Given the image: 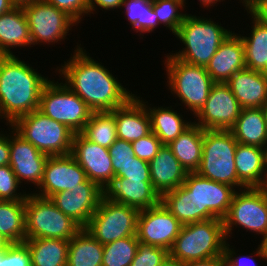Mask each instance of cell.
I'll return each instance as SVG.
<instances>
[{
	"label": "cell",
	"mask_w": 267,
	"mask_h": 266,
	"mask_svg": "<svg viewBox=\"0 0 267 266\" xmlns=\"http://www.w3.org/2000/svg\"><path fill=\"white\" fill-rule=\"evenodd\" d=\"M160 202L182 225L196 222L195 197L193 194H190L183 184L163 194Z\"/></svg>",
	"instance_id": "d590c367"
},
{
	"label": "cell",
	"mask_w": 267,
	"mask_h": 266,
	"mask_svg": "<svg viewBox=\"0 0 267 266\" xmlns=\"http://www.w3.org/2000/svg\"><path fill=\"white\" fill-rule=\"evenodd\" d=\"M27 23L30 28L31 45L55 46L61 44L72 31V27L79 26L78 23L66 12L59 10L47 0H34L23 6Z\"/></svg>",
	"instance_id": "7c38bea8"
},
{
	"label": "cell",
	"mask_w": 267,
	"mask_h": 266,
	"mask_svg": "<svg viewBox=\"0 0 267 266\" xmlns=\"http://www.w3.org/2000/svg\"><path fill=\"white\" fill-rule=\"evenodd\" d=\"M163 60L166 70L168 90H171L173 97L179 98L181 103H174L175 107H184V112L190 111L195 116L204 107L210 90L215 83L208 74L205 67L185 63L170 53L165 54Z\"/></svg>",
	"instance_id": "277c9868"
},
{
	"label": "cell",
	"mask_w": 267,
	"mask_h": 266,
	"mask_svg": "<svg viewBox=\"0 0 267 266\" xmlns=\"http://www.w3.org/2000/svg\"><path fill=\"white\" fill-rule=\"evenodd\" d=\"M230 131L238 143L264 148L267 130L262 109H242Z\"/></svg>",
	"instance_id": "f546056e"
},
{
	"label": "cell",
	"mask_w": 267,
	"mask_h": 266,
	"mask_svg": "<svg viewBox=\"0 0 267 266\" xmlns=\"http://www.w3.org/2000/svg\"><path fill=\"white\" fill-rule=\"evenodd\" d=\"M258 0H247V8H250L254 3H256Z\"/></svg>",
	"instance_id": "94428289"
},
{
	"label": "cell",
	"mask_w": 267,
	"mask_h": 266,
	"mask_svg": "<svg viewBox=\"0 0 267 266\" xmlns=\"http://www.w3.org/2000/svg\"><path fill=\"white\" fill-rule=\"evenodd\" d=\"M38 110L75 134L82 132L93 112L62 80L54 78L43 87Z\"/></svg>",
	"instance_id": "30bf717a"
},
{
	"label": "cell",
	"mask_w": 267,
	"mask_h": 266,
	"mask_svg": "<svg viewBox=\"0 0 267 266\" xmlns=\"http://www.w3.org/2000/svg\"><path fill=\"white\" fill-rule=\"evenodd\" d=\"M0 266H31V256L24 243L11 244L0 251Z\"/></svg>",
	"instance_id": "60d3db41"
},
{
	"label": "cell",
	"mask_w": 267,
	"mask_h": 266,
	"mask_svg": "<svg viewBox=\"0 0 267 266\" xmlns=\"http://www.w3.org/2000/svg\"><path fill=\"white\" fill-rule=\"evenodd\" d=\"M238 179L247 187H267L264 149L238 143L235 152Z\"/></svg>",
	"instance_id": "83f0119b"
},
{
	"label": "cell",
	"mask_w": 267,
	"mask_h": 266,
	"mask_svg": "<svg viewBox=\"0 0 267 266\" xmlns=\"http://www.w3.org/2000/svg\"><path fill=\"white\" fill-rule=\"evenodd\" d=\"M87 179L85 171L71 155L49 156L44 166L42 181L31 191L34 195L51 198L61 191H71Z\"/></svg>",
	"instance_id": "2e32d148"
},
{
	"label": "cell",
	"mask_w": 267,
	"mask_h": 266,
	"mask_svg": "<svg viewBox=\"0 0 267 266\" xmlns=\"http://www.w3.org/2000/svg\"><path fill=\"white\" fill-rule=\"evenodd\" d=\"M137 97L144 103L149 113L151 132L160 139L162 144L168 145L194 123V121L183 117L185 113L182 115L183 112H180L179 108L174 110V105L164 106L165 104H163V106L155 107L148 101H144L141 96L138 95Z\"/></svg>",
	"instance_id": "d4e9b609"
},
{
	"label": "cell",
	"mask_w": 267,
	"mask_h": 266,
	"mask_svg": "<svg viewBox=\"0 0 267 266\" xmlns=\"http://www.w3.org/2000/svg\"><path fill=\"white\" fill-rule=\"evenodd\" d=\"M139 243L135 235L103 245L102 266H130Z\"/></svg>",
	"instance_id": "8d00e7d4"
},
{
	"label": "cell",
	"mask_w": 267,
	"mask_h": 266,
	"mask_svg": "<svg viewBox=\"0 0 267 266\" xmlns=\"http://www.w3.org/2000/svg\"><path fill=\"white\" fill-rule=\"evenodd\" d=\"M103 196L104 190L87 178L73 190L58 192L50 200L63 214L85 228Z\"/></svg>",
	"instance_id": "ac0fdd59"
},
{
	"label": "cell",
	"mask_w": 267,
	"mask_h": 266,
	"mask_svg": "<svg viewBox=\"0 0 267 266\" xmlns=\"http://www.w3.org/2000/svg\"><path fill=\"white\" fill-rule=\"evenodd\" d=\"M239 4H242L245 8H247V0H239Z\"/></svg>",
	"instance_id": "6125c7cd"
},
{
	"label": "cell",
	"mask_w": 267,
	"mask_h": 266,
	"mask_svg": "<svg viewBox=\"0 0 267 266\" xmlns=\"http://www.w3.org/2000/svg\"><path fill=\"white\" fill-rule=\"evenodd\" d=\"M103 245L85 228H82L71 240L67 266H102Z\"/></svg>",
	"instance_id": "d6a6232c"
},
{
	"label": "cell",
	"mask_w": 267,
	"mask_h": 266,
	"mask_svg": "<svg viewBox=\"0 0 267 266\" xmlns=\"http://www.w3.org/2000/svg\"><path fill=\"white\" fill-rule=\"evenodd\" d=\"M183 185L195 197L196 222L223 219L237 191L230 185L209 180L196 172L188 173Z\"/></svg>",
	"instance_id": "4fadbf2b"
},
{
	"label": "cell",
	"mask_w": 267,
	"mask_h": 266,
	"mask_svg": "<svg viewBox=\"0 0 267 266\" xmlns=\"http://www.w3.org/2000/svg\"><path fill=\"white\" fill-rule=\"evenodd\" d=\"M160 266H184V263L168 255Z\"/></svg>",
	"instance_id": "816d5d0a"
},
{
	"label": "cell",
	"mask_w": 267,
	"mask_h": 266,
	"mask_svg": "<svg viewBox=\"0 0 267 266\" xmlns=\"http://www.w3.org/2000/svg\"><path fill=\"white\" fill-rule=\"evenodd\" d=\"M51 78L42 75L18 55H0V119L10 126L39 109L43 87Z\"/></svg>",
	"instance_id": "7a4b0ae2"
},
{
	"label": "cell",
	"mask_w": 267,
	"mask_h": 266,
	"mask_svg": "<svg viewBox=\"0 0 267 266\" xmlns=\"http://www.w3.org/2000/svg\"><path fill=\"white\" fill-rule=\"evenodd\" d=\"M10 127L48 156L71 154L75 133L66 125L49 118L39 110L16 119Z\"/></svg>",
	"instance_id": "52a82bcc"
},
{
	"label": "cell",
	"mask_w": 267,
	"mask_h": 266,
	"mask_svg": "<svg viewBox=\"0 0 267 266\" xmlns=\"http://www.w3.org/2000/svg\"><path fill=\"white\" fill-rule=\"evenodd\" d=\"M123 2L124 0H87L88 15L96 14L97 7L105 12L114 11V9L118 11V9H121Z\"/></svg>",
	"instance_id": "7dc6e473"
},
{
	"label": "cell",
	"mask_w": 267,
	"mask_h": 266,
	"mask_svg": "<svg viewBox=\"0 0 267 266\" xmlns=\"http://www.w3.org/2000/svg\"><path fill=\"white\" fill-rule=\"evenodd\" d=\"M10 144V161L13 172L21 185L32 184L39 187L48 155L40 152L30 142L18 135L10 126L7 127Z\"/></svg>",
	"instance_id": "d6986e66"
},
{
	"label": "cell",
	"mask_w": 267,
	"mask_h": 266,
	"mask_svg": "<svg viewBox=\"0 0 267 266\" xmlns=\"http://www.w3.org/2000/svg\"><path fill=\"white\" fill-rule=\"evenodd\" d=\"M149 169L152 186L160 197L181 186L188 174L166 144L159 148L157 155L149 162Z\"/></svg>",
	"instance_id": "603a6c76"
},
{
	"label": "cell",
	"mask_w": 267,
	"mask_h": 266,
	"mask_svg": "<svg viewBox=\"0 0 267 266\" xmlns=\"http://www.w3.org/2000/svg\"><path fill=\"white\" fill-rule=\"evenodd\" d=\"M263 115H264V120L266 124V130H267V103L261 107Z\"/></svg>",
	"instance_id": "680465c9"
},
{
	"label": "cell",
	"mask_w": 267,
	"mask_h": 266,
	"mask_svg": "<svg viewBox=\"0 0 267 266\" xmlns=\"http://www.w3.org/2000/svg\"><path fill=\"white\" fill-rule=\"evenodd\" d=\"M121 9L131 25L132 31L136 32L140 39L144 37V33H152L160 25L157 15L155 14L152 1L145 0H124Z\"/></svg>",
	"instance_id": "836d02e7"
},
{
	"label": "cell",
	"mask_w": 267,
	"mask_h": 266,
	"mask_svg": "<svg viewBox=\"0 0 267 266\" xmlns=\"http://www.w3.org/2000/svg\"><path fill=\"white\" fill-rule=\"evenodd\" d=\"M198 1L200 2V5H202L201 8L204 7L203 10L205 8H207L206 10H209L211 7H214L218 5V3L226 1V0H198Z\"/></svg>",
	"instance_id": "f5cc1de1"
},
{
	"label": "cell",
	"mask_w": 267,
	"mask_h": 266,
	"mask_svg": "<svg viewBox=\"0 0 267 266\" xmlns=\"http://www.w3.org/2000/svg\"><path fill=\"white\" fill-rule=\"evenodd\" d=\"M184 266H226L224 256H217L211 259L191 261L184 263Z\"/></svg>",
	"instance_id": "681fc988"
},
{
	"label": "cell",
	"mask_w": 267,
	"mask_h": 266,
	"mask_svg": "<svg viewBox=\"0 0 267 266\" xmlns=\"http://www.w3.org/2000/svg\"><path fill=\"white\" fill-rule=\"evenodd\" d=\"M221 22L210 17L187 14L184 22L174 34L183 45L170 54L175 58L196 66L206 67L221 43L231 34ZM178 51V52H177ZM175 52V53H174Z\"/></svg>",
	"instance_id": "3957f363"
},
{
	"label": "cell",
	"mask_w": 267,
	"mask_h": 266,
	"mask_svg": "<svg viewBox=\"0 0 267 266\" xmlns=\"http://www.w3.org/2000/svg\"><path fill=\"white\" fill-rule=\"evenodd\" d=\"M14 5L9 0H0V15L10 11Z\"/></svg>",
	"instance_id": "db71d44e"
},
{
	"label": "cell",
	"mask_w": 267,
	"mask_h": 266,
	"mask_svg": "<svg viewBox=\"0 0 267 266\" xmlns=\"http://www.w3.org/2000/svg\"><path fill=\"white\" fill-rule=\"evenodd\" d=\"M250 9L263 21L267 22V0H258Z\"/></svg>",
	"instance_id": "f907efd6"
},
{
	"label": "cell",
	"mask_w": 267,
	"mask_h": 266,
	"mask_svg": "<svg viewBox=\"0 0 267 266\" xmlns=\"http://www.w3.org/2000/svg\"><path fill=\"white\" fill-rule=\"evenodd\" d=\"M204 130L193 123L168 146L188 173L196 172L201 164Z\"/></svg>",
	"instance_id": "f1b7e54d"
},
{
	"label": "cell",
	"mask_w": 267,
	"mask_h": 266,
	"mask_svg": "<svg viewBox=\"0 0 267 266\" xmlns=\"http://www.w3.org/2000/svg\"><path fill=\"white\" fill-rule=\"evenodd\" d=\"M26 239L71 240L82 227L49 199L29 192L25 202Z\"/></svg>",
	"instance_id": "ba28073f"
},
{
	"label": "cell",
	"mask_w": 267,
	"mask_h": 266,
	"mask_svg": "<svg viewBox=\"0 0 267 266\" xmlns=\"http://www.w3.org/2000/svg\"><path fill=\"white\" fill-rule=\"evenodd\" d=\"M20 182L16 178L10 165L0 166V200H26L29 194L22 190ZM20 190H22L20 192ZM19 192V193H18Z\"/></svg>",
	"instance_id": "f35d334b"
},
{
	"label": "cell",
	"mask_w": 267,
	"mask_h": 266,
	"mask_svg": "<svg viewBox=\"0 0 267 266\" xmlns=\"http://www.w3.org/2000/svg\"><path fill=\"white\" fill-rule=\"evenodd\" d=\"M229 240L234 227L255 233L261 239L267 236V187H249L235 192L227 215L223 218ZM233 232V233H232Z\"/></svg>",
	"instance_id": "9c48e42d"
},
{
	"label": "cell",
	"mask_w": 267,
	"mask_h": 266,
	"mask_svg": "<svg viewBox=\"0 0 267 266\" xmlns=\"http://www.w3.org/2000/svg\"><path fill=\"white\" fill-rule=\"evenodd\" d=\"M71 155L89 180L105 190L113 181L112 158L108 148L89 141L81 133L74 134Z\"/></svg>",
	"instance_id": "e0dca14e"
},
{
	"label": "cell",
	"mask_w": 267,
	"mask_h": 266,
	"mask_svg": "<svg viewBox=\"0 0 267 266\" xmlns=\"http://www.w3.org/2000/svg\"><path fill=\"white\" fill-rule=\"evenodd\" d=\"M242 109L261 108L267 103V73L245 67L226 82Z\"/></svg>",
	"instance_id": "cb8c5ba5"
},
{
	"label": "cell",
	"mask_w": 267,
	"mask_h": 266,
	"mask_svg": "<svg viewBox=\"0 0 267 266\" xmlns=\"http://www.w3.org/2000/svg\"><path fill=\"white\" fill-rule=\"evenodd\" d=\"M4 130L5 128L0 131V166L9 165L10 161L9 134L8 131Z\"/></svg>",
	"instance_id": "c3c4849f"
},
{
	"label": "cell",
	"mask_w": 267,
	"mask_h": 266,
	"mask_svg": "<svg viewBox=\"0 0 267 266\" xmlns=\"http://www.w3.org/2000/svg\"><path fill=\"white\" fill-rule=\"evenodd\" d=\"M78 43L70 58L55 68L56 75H60L59 79L93 112L113 111L124 105L135 93L125 88L112 70L92 58L85 47Z\"/></svg>",
	"instance_id": "6da1fadb"
},
{
	"label": "cell",
	"mask_w": 267,
	"mask_h": 266,
	"mask_svg": "<svg viewBox=\"0 0 267 266\" xmlns=\"http://www.w3.org/2000/svg\"><path fill=\"white\" fill-rule=\"evenodd\" d=\"M11 243L0 234V251L6 250Z\"/></svg>",
	"instance_id": "6f0895ef"
},
{
	"label": "cell",
	"mask_w": 267,
	"mask_h": 266,
	"mask_svg": "<svg viewBox=\"0 0 267 266\" xmlns=\"http://www.w3.org/2000/svg\"><path fill=\"white\" fill-rule=\"evenodd\" d=\"M186 4L185 0L152 1V7L157 15L159 24L165 26L173 35L178 31L188 14L186 13L187 10H185Z\"/></svg>",
	"instance_id": "74e56055"
},
{
	"label": "cell",
	"mask_w": 267,
	"mask_h": 266,
	"mask_svg": "<svg viewBox=\"0 0 267 266\" xmlns=\"http://www.w3.org/2000/svg\"><path fill=\"white\" fill-rule=\"evenodd\" d=\"M260 247L263 251V255H264V260L266 261L267 263V236L264 237L263 239H261V242H260Z\"/></svg>",
	"instance_id": "9f6ffc18"
},
{
	"label": "cell",
	"mask_w": 267,
	"mask_h": 266,
	"mask_svg": "<svg viewBox=\"0 0 267 266\" xmlns=\"http://www.w3.org/2000/svg\"><path fill=\"white\" fill-rule=\"evenodd\" d=\"M114 178H127L140 180L141 182H151L149 163L136 156L123 166Z\"/></svg>",
	"instance_id": "f6af8a7d"
},
{
	"label": "cell",
	"mask_w": 267,
	"mask_h": 266,
	"mask_svg": "<svg viewBox=\"0 0 267 266\" xmlns=\"http://www.w3.org/2000/svg\"><path fill=\"white\" fill-rule=\"evenodd\" d=\"M131 144L135 156L148 163L157 155L159 148L163 145L153 132Z\"/></svg>",
	"instance_id": "b9f144b4"
},
{
	"label": "cell",
	"mask_w": 267,
	"mask_h": 266,
	"mask_svg": "<svg viewBox=\"0 0 267 266\" xmlns=\"http://www.w3.org/2000/svg\"><path fill=\"white\" fill-rule=\"evenodd\" d=\"M110 112L115 117L117 138L133 142L151 133L149 113L136 93L124 105Z\"/></svg>",
	"instance_id": "7402d4cb"
},
{
	"label": "cell",
	"mask_w": 267,
	"mask_h": 266,
	"mask_svg": "<svg viewBox=\"0 0 267 266\" xmlns=\"http://www.w3.org/2000/svg\"><path fill=\"white\" fill-rule=\"evenodd\" d=\"M168 255L169 251L164 248L139 243L130 266H160Z\"/></svg>",
	"instance_id": "ab89813d"
},
{
	"label": "cell",
	"mask_w": 267,
	"mask_h": 266,
	"mask_svg": "<svg viewBox=\"0 0 267 266\" xmlns=\"http://www.w3.org/2000/svg\"><path fill=\"white\" fill-rule=\"evenodd\" d=\"M182 226V223L160 202L139 212L136 235L142 244L170 251Z\"/></svg>",
	"instance_id": "9a60e30c"
},
{
	"label": "cell",
	"mask_w": 267,
	"mask_h": 266,
	"mask_svg": "<svg viewBox=\"0 0 267 266\" xmlns=\"http://www.w3.org/2000/svg\"><path fill=\"white\" fill-rule=\"evenodd\" d=\"M112 158L113 173L116 175L135 156L131 142L117 138L108 148Z\"/></svg>",
	"instance_id": "7bdbcfd3"
},
{
	"label": "cell",
	"mask_w": 267,
	"mask_h": 266,
	"mask_svg": "<svg viewBox=\"0 0 267 266\" xmlns=\"http://www.w3.org/2000/svg\"><path fill=\"white\" fill-rule=\"evenodd\" d=\"M26 200H0V234L11 244L23 243L26 239Z\"/></svg>",
	"instance_id": "1f68e13d"
},
{
	"label": "cell",
	"mask_w": 267,
	"mask_h": 266,
	"mask_svg": "<svg viewBox=\"0 0 267 266\" xmlns=\"http://www.w3.org/2000/svg\"><path fill=\"white\" fill-rule=\"evenodd\" d=\"M59 10L66 12L78 24L88 16L87 0H47ZM86 15V16H85ZM84 16V18H83Z\"/></svg>",
	"instance_id": "bcb514c9"
},
{
	"label": "cell",
	"mask_w": 267,
	"mask_h": 266,
	"mask_svg": "<svg viewBox=\"0 0 267 266\" xmlns=\"http://www.w3.org/2000/svg\"><path fill=\"white\" fill-rule=\"evenodd\" d=\"M245 67L243 41L238 33L232 31L221 43L205 69L215 83H226L232 75Z\"/></svg>",
	"instance_id": "44dd1931"
},
{
	"label": "cell",
	"mask_w": 267,
	"mask_h": 266,
	"mask_svg": "<svg viewBox=\"0 0 267 266\" xmlns=\"http://www.w3.org/2000/svg\"><path fill=\"white\" fill-rule=\"evenodd\" d=\"M21 47H32L30 28L23 7H13L0 15V55H15L12 50Z\"/></svg>",
	"instance_id": "4316f807"
},
{
	"label": "cell",
	"mask_w": 267,
	"mask_h": 266,
	"mask_svg": "<svg viewBox=\"0 0 267 266\" xmlns=\"http://www.w3.org/2000/svg\"><path fill=\"white\" fill-rule=\"evenodd\" d=\"M242 108L227 83H214L204 107L193 118L203 130H230Z\"/></svg>",
	"instance_id": "5bb4252c"
},
{
	"label": "cell",
	"mask_w": 267,
	"mask_h": 266,
	"mask_svg": "<svg viewBox=\"0 0 267 266\" xmlns=\"http://www.w3.org/2000/svg\"><path fill=\"white\" fill-rule=\"evenodd\" d=\"M226 242L223 219L190 223L182 226L169 255L182 263L211 259L223 256Z\"/></svg>",
	"instance_id": "5b68a950"
},
{
	"label": "cell",
	"mask_w": 267,
	"mask_h": 266,
	"mask_svg": "<svg viewBox=\"0 0 267 266\" xmlns=\"http://www.w3.org/2000/svg\"><path fill=\"white\" fill-rule=\"evenodd\" d=\"M104 196L110 201L134 207L139 211L158 205L161 199L151 182L127 178H114L104 190Z\"/></svg>",
	"instance_id": "ffe728a7"
},
{
	"label": "cell",
	"mask_w": 267,
	"mask_h": 266,
	"mask_svg": "<svg viewBox=\"0 0 267 266\" xmlns=\"http://www.w3.org/2000/svg\"><path fill=\"white\" fill-rule=\"evenodd\" d=\"M244 9L247 11V16L250 14L249 18L252 19L248 35L244 34V30L238 31L244 44L245 66L254 71L267 73V22L250 8Z\"/></svg>",
	"instance_id": "484cf974"
},
{
	"label": "cell",
	"mask_w": 267,
	"mask_h": 266,
	"mask_svg": "<svg viewBox=\"0 0 267 266\" xmlns=\"http://www.w3.org/2000/svg\"><path fill=\"white\" fill-rule=\"evenodd\" d=\"M14 7H23L25 5H28L32 3L34 0H9Z\"/></svg>",
	"instance_id": "11a10c76"
},
{
	"label": "cell",
	"mask_w": 267,
	"mask_h": 266,
	"mask_svg": "<svg viewBox=\"0 0 267 266\" xmlns=\"http://www.w3.org/2000/svg\"><path fill=\"white\" fill-rule=\"evenodd\" d=\"M139 210L102 197L85 230L105 245L137 234Z\"/></svg>",
	"instance_id": "8fae6325"
},
{
	"label": "cell",
	"mask_w": 267,
	"mask_h": 266,
	"mask_svg": "<svg viewBox=\"0 0 267 266\" xmlns=\"http://www.w3.org/2000/svg\"><path fill=\"white\" fill-rule=\"evenodd\" d=\"M238 142L230 130H204L199 175L234 187L247 188L237 177L235 152Z\"/></svg>",
	"instance_id": "8992f818"
},
{
	"label": "cell",
	"mask_w": 267,
	"mask_h": 266,
	"mask_svg": "<svg viewBox=\"0 0 267 266\" xmlns=\"http://www.w3.org/2000/svg\"><path fill=\"white\" fill-rule=\"evenodd\" d=\"M81 134L89 141L109 148L117 139L114 115L110 111L92 112Z\"/></svg>",
	"instance_id": "e575fe53"
},
{
	"label": "cell",
	"mask_w": 267,
	"mask_h": 266,
	"mask_svg": "<svg viewBox=\"0 0 267 266\" xmlns=\"http://www.w3.org/2000/svg\"><path fill=\"white\" fill-rule=\"evenodd\" d=\"M263 149H264L265 167H266V170H267V142L264 145V148Z\"/></svg>",
	"instance_id": "91938a15"
},
{
	"label": "cell",
	"mask_w": 267,
	"mask_h": 266,
	"mask_svg": "<svg viewBox=\"0 0 267 266\" xmlns=\"http://www.w3.org/2000/svg\"><path fill=\"white\" fill-rule=\"evenodd\" d=\"M229 242L230 241L226 242L223 254L226 266H259L258 263H256L255 261V257H259L260 258L259 260L262 259L264 261L263 251L259 244L255 249L256 250L255 252L253 251V253L249 255L246 254L241 256V254L238 253L239 250L236 251L235 249L236 247L231 245Z\"/></svg>",
	"instance_id": "ee69618b"
},
{
	"label": "cell",
	"mask_w": 267,
	"mask_h": 266,
	"mask_svg": "<svg viewBox=\"0 0 267 266\" xmlns=\"http://www.w3.org/2000/svg\"><path fill=\"white\" fill-rule=\"evenodd\" d=\"M31 256V266H67L69 240L25 239Z\"/></svg>",
	"instance_id": "4dcf8cb0"
}]
</instances>
